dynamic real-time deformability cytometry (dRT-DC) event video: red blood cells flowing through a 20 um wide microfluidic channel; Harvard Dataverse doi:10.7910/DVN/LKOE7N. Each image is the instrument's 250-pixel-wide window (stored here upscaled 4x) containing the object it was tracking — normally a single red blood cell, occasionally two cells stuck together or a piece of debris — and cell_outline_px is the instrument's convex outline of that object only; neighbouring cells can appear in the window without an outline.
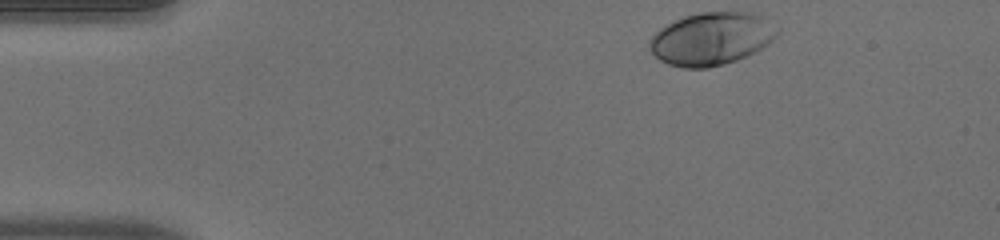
{"species": "human", "species_latin": "Homo sapiens", "temperature_condition": "warm", "stored_images_in_passage": 36, "camera_frame_rate_fps": 3000, "um_per_image_px": 0.085, "donor": {"sex": "male"}, "frame": {"image": 1, "passage_image": 1, "time_ms": 0.0, "image_size_px": [1000, 240], "cell_outline_px": [[780, 32], [768, 44], [736, 60], [724, 64], [708, 68], [684, 68], [668, 64], [660, 60], [648, 48], [648, 40], [660, 28], [684, 16], [700, 12], [756, 12], [780, 28]], "centroid_in_image_um": [60.48, 3.28], "position_along_channel_um": 24.5, "area_um2": 39.3}}
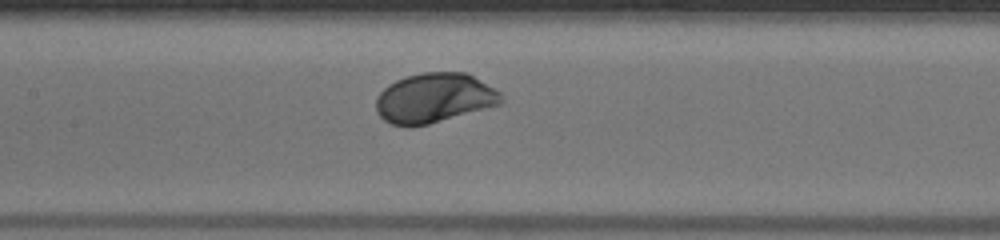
{"frame": {"image": 2, "passage_image": 18, "time_ms": 5.667, "image_size_px": [1000, 240], "cell_outline_px": [[504, 100], [500, 104], [428, 124], [392, 124], [384, 120], [376, 112], [376, 96], [388, 84], [396, 80], [408, 76], [424, 72], [464, 72], [472, 76], [500, 92]], "centroid_in_image_um": [36.89, 8.31], "position_along_channel_um": 170.5, "area_um2": 35.55}}
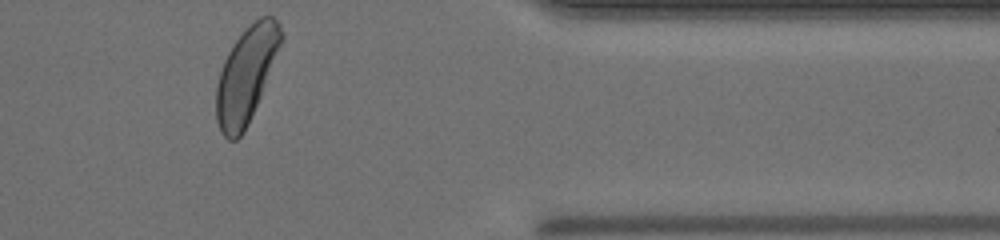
{"frame": {"image": 3, "passage_image": 36, "time_ms": 11.667, "image_size_px": [1000, 240], "cell_outline_px": [[280, 44], [260, 96], [244, 132], [236, 140], [228, 140], [220, 132], [216, 120], [216, 84], [224, 60], [232, 44], [260, 16], [272, 16], [280, 24]], "centroid_in_image_um": [20.87, 6.42], "position_along_channel_um": 390.5, "area_um2": 34.97}, "authors_computed_cell_mechanics": {"area_um2": 35.5759, "velocity_mm_per_s": 4.0032, "shape_relaxation_time_tau1_ms": 1.6604, "shape_relaxation_time_tau2_ms": null, "deformation_change_tau1": 0.1337, "deformation_change_tau2": null}}